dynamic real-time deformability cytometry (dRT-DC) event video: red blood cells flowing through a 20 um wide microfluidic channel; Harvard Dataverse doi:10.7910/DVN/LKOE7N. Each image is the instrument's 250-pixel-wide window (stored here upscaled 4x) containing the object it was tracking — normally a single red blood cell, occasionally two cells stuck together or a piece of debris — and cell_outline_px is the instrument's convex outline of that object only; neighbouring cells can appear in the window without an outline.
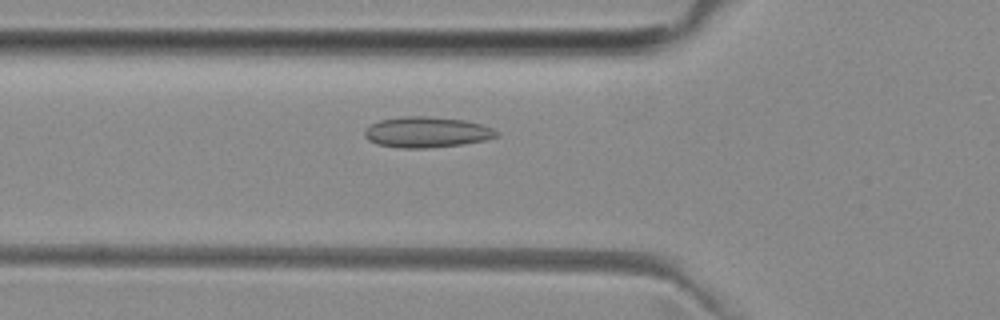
{"species": "common noctule bat (a hibernating species)", "species_latin": "Nyctalus noctula", "temperature_condition": "room temperature", "stored_images_in_passage": 39, "camera_frame_rate_fps": 3000, "um_per_image_px": 0.085, "animal": {"sex": "female", "body_mass_g": 29.2, "forearm_length_mm": 56.3}, "frame": {"image": 1, "passage_image": 11, "time_ms": 3.333, "image_size_px": [1000, 320], "cell_outline_px": [[500, 136], [484, 140], [464, 144], [424, 148], [400, 148], [376, 144], [368, 140], [364, 136], [364, 128], [380, 120], [400, 116], [428, 116], [464, 120], [480, 124], [492, 128], [500, 132]], "centroid_in_image_um": [36.26, 11.23], "position_along_channel_um": 89.5, "area_um2": 23.76}}
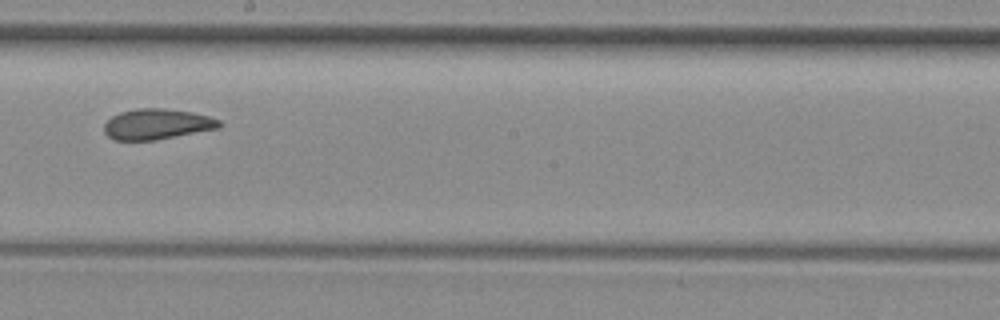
{"frame": {"image": 2, "passage_image": 22, "time_ms": 7.0, "image_size_px": [1000, 320], "cell_outline_px": [[224, 124], [220, 128], [156, 140], [112, 140], [104, 132], [104, 124], [112, 116], [120, 112], [136, 108], [164, 108], [192, 112], [208, 116], [220, 120]], "centroid_in_image_um": [13.36, 10.55], "position_along_channel_um": 234.8, "area_um2": 20.69}}
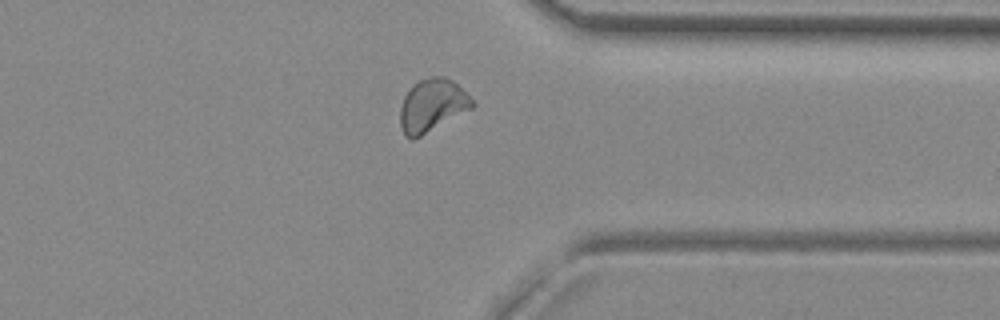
{"frame": {"image": 3, "passage_image": 33, "time_ms": 10.667, "image_size_px": [1000, 320], "cell_outline_px": [[476, 104], [472, 108], [420, 136], [412, 140], [404, 136], [400, 124], [400, 108], [404, 96], [420, 80], [432, 76], [444, 76], [452, 80]], "centroid_in_image_um": [36.71, 8.97], "position_along_channel_um": 374.7, "area_um2": 21.68}}